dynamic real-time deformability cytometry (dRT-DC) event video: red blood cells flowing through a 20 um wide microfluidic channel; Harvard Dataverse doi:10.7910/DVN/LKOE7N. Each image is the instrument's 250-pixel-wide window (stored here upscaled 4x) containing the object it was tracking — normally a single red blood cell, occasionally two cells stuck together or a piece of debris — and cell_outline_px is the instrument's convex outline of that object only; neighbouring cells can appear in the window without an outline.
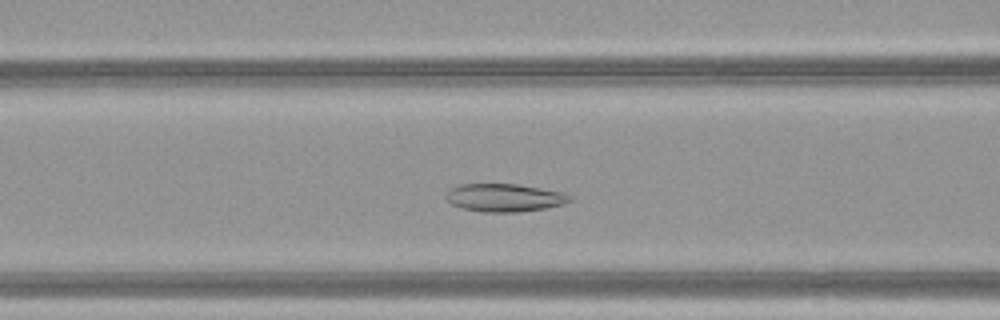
{"species": "common noctule bat (a hibernating species)", "species_latin": "Nyctalus noctula", "temperature_condition": "warm", "stored_images_in_passage": 35, "segment_of_instrument_passage": [1, 2], "camera_frame_rate_fps": 3000, "um_per_image_px": 0.085, "animal": {"sex": "female", "body_mass_g": 21.9}, "frame": {"image": 1, "passage_image": 5, "time_ms": 1.333, "image_size_px": [1000, 320], "cell_outline_px": [[572, 200], [560, 204], [544, 208], [520, 212], [480, 212], [464, 208], [452, 204], [444, 196], [452, 188], [460, 184], [516, 184], [564, 192], [572, 196]], "centroid_in_image_um": [42.88, 16.8], "position_along_channel_um": 123.7, "area_um2": 20.0}}
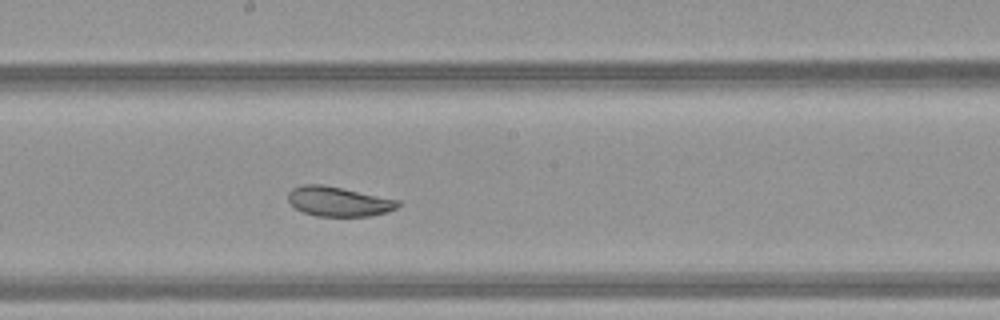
{"frame": {"image": 2, "passage_image": 12, "time_ms": 3.667, "image_size_px": [1000, 320], "cell_outline_px": [[400, 204], [396, 208], [372, 216], [316, 216], [304, 212], [296, 208], [288, 200], [288, 192], [292, 188], [304, 184], [320, 184], [400, 200]], "centroid_in_image_um": [28.76, 17.13], "position_along_channel_um": 219.4, "area_um2": 18.73}}
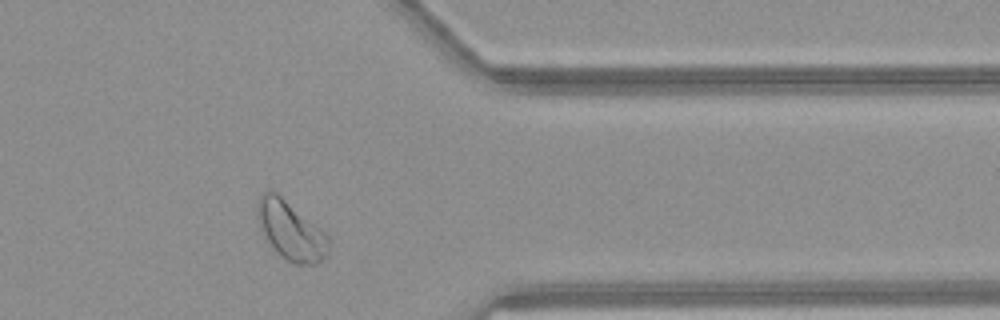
{"frame": {"image": 3, "passage_image": 25, "time_ms": 8.0, "image_size_px": [1000, 320], "cell_outline_px": [[328, 256], [324, 260], [316, 264], [292, 264], [276, 252], [268, 244], [256, 216], [256, 204], [260, 196], [264, 192], [276, 192], [320, 228], [328, 236]], "centroid_in_image_um": [24.7, 19.63], "position_along_channel_um": 386.7, "area_um2": 24.28}}